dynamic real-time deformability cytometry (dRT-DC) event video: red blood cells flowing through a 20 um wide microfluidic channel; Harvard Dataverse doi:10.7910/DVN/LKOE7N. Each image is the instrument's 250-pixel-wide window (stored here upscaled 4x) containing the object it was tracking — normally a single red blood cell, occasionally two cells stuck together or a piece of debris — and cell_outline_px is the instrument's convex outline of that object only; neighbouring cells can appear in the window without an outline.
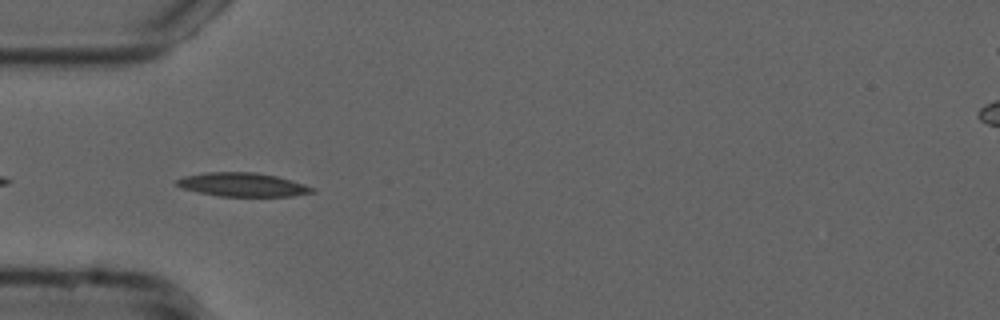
{"species": "common noctule bat (a hibernating species)", "species_latin": "Nyctalus noctula", "temperature_condition": "cold", "stored_images_in_passage": 40, "camera_frame_rate_fps": 3000, "um_per_image_px": 0.085, "animal": {"sex": "male", "forearm_length_mm": 52.5}, "frame": {"image": 1, "passage_image": 3, "time_ms": 0.667, "image_size_px": [1000, 320], "cell_outline_px": [[316, 192], [292, 196], [220, 196], [200, 192], [184, 188], [176, 184], [176, 180], [184, 176], [204, 172], [256, 172], [276, 176], [292, 180], [316, 188]], "centroid_in_image_um": [20.67, 15.69], "position_along_channel_um": 64.3, "area_um2": 18.67}}
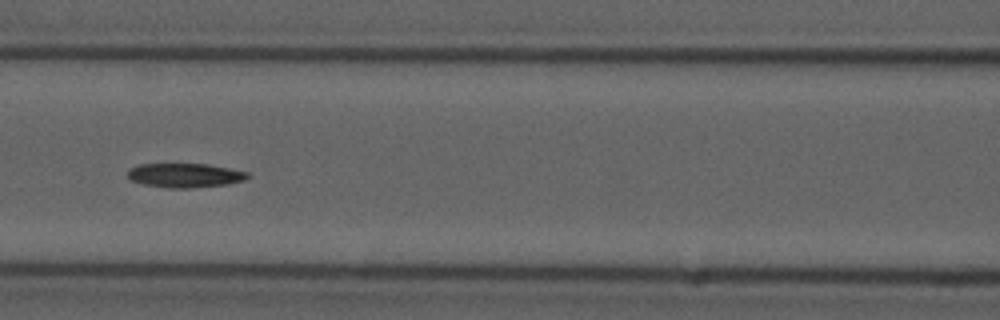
{"frame": {"image": 2, "passage_image": 10, "time_ms": 3.0, "image_size_px": [1000, 320], "cell_outline_px": [[252, 176], [244, 180], [228, 184], [188, 188], [168, 188], [144, 184], [132, 180], [128, 176], [128, 168], [136, 164], [208, 164], [248, 172]], "centroid_in_image_um": [15.73, 14.9], "position_along_channel_um": 150.9, "area_um2": 16.94}}
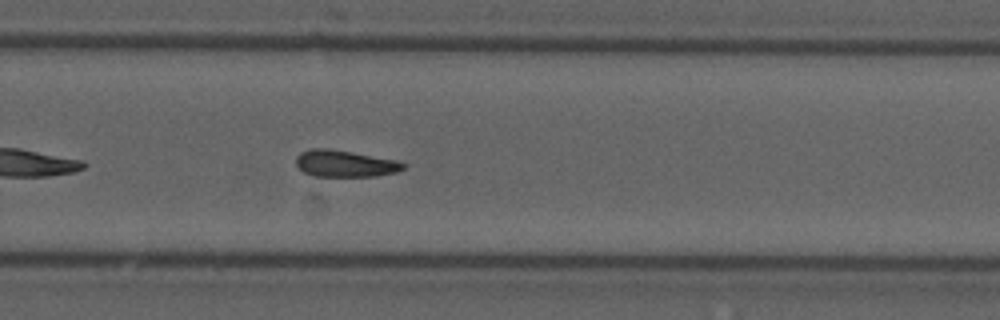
{"frame": {"image": 3, "passage_image": 22, "time_ms": 7.0, "image_size_px": [1000, 320], "cell_outline_px": [[408, 164], [404, 168], [396, 172], [376, 176], [312, 176], [304, 172], [296, 164], [296, 156], [300, 152], [312, 148], [328, 148], [352, 152], [396, 160]], "centroid_in_image_um": [29.31, 13.9], "position_along_channel_um": 300.5, "area_um2": 16.7}}